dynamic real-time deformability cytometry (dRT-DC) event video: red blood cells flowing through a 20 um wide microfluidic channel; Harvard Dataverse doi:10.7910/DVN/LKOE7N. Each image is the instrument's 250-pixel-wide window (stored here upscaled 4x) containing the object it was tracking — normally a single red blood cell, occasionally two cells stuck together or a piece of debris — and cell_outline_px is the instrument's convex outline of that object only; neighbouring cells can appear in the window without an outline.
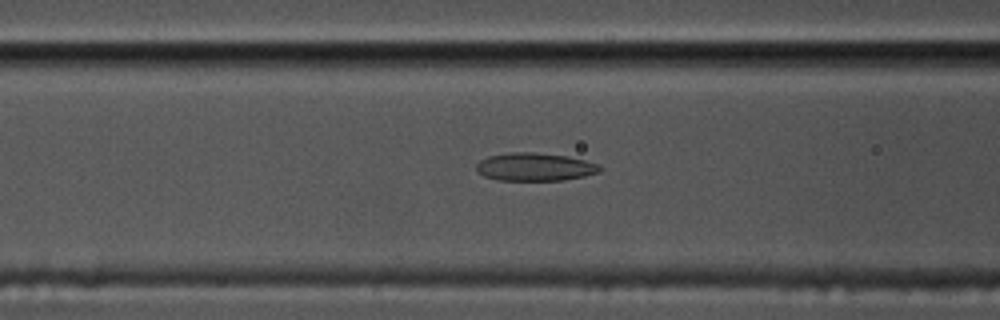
{"species": "common noctule bat (a hibernating species)", "species_latin": "Nyctalus noctula", "temperature_condition": "cold", "stored_images_in_passage": 56, "camera_frame_rate_fps": 3000, "um_per_image_px": 0.085, "animal": {"sex": "male", "body_mass_g": 17.5, "forearm_length_mm": 52.3}, "frame": {"image": 1, "passage_image": 21, "time_ms": 6.667, "image_size_px": [1000, 320], "cell_outline_px": [[600, 172], [584, 176], [564, 180], [500, 180], [484, 176], [476, 168], [476, 164], [480, 160], [488, 156], [508, 152], [536, 152], [568, 156], [600, 164]], "centroid_in_image_um": [45.47, 14.17], "position_along_channel_um": 121.1, "area_um2": 20.17}}
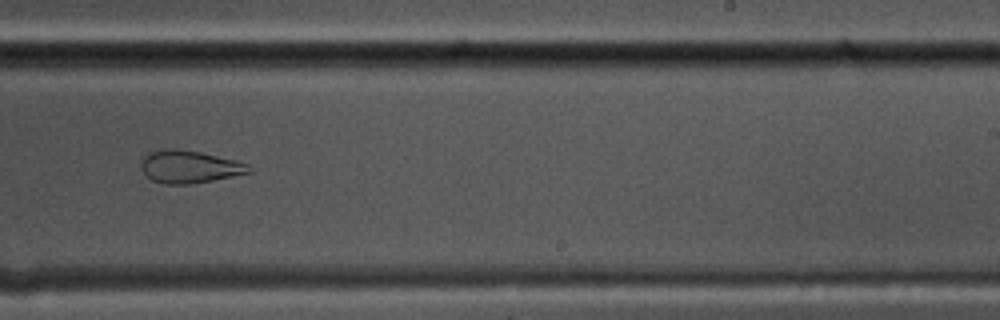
{"frame": {"image": 2, "passage_image": 34, "time_ms": 11.0, "image_size_px": [1000, 320], "cell_outline_px": [[252, 172], [192, 184], [164, 184], [152, 180], [140, 168], [140, 164], [144, 156], [148, 152], [156, 148], [176, 148], [200, 152], [236, 160], [248, 164]], "centroid_in_image_um": [16.05, 14.15], "position_along_channel_um": 272.9, "area_um2": 20.63}}
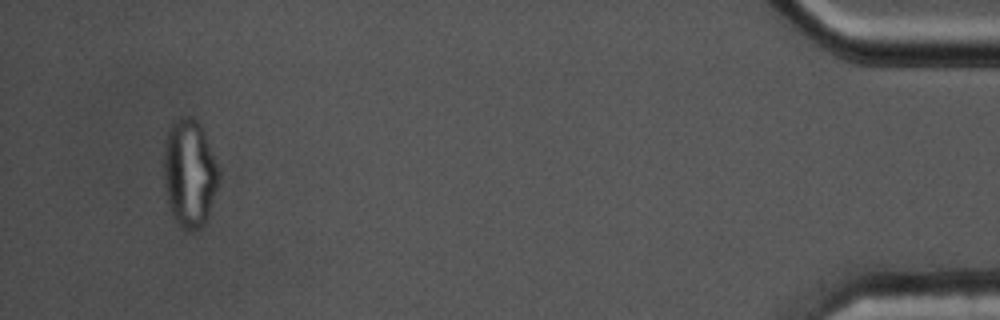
{"frame": {"image": 3, "passage_image": 53, "time_ms": 17.333, "image_size_px": [1000, 320], "cell_outline_px": [[220, 172], [216, 188], [208, 216], [204, 224], [200, 228], [192, 232], [188, 232], [180, 228], [172, 216], [168, 204], [164, 184], [164, 144], [168, 128], [180, 116], [192, 116], [200, 124], [204, 132]], "centroid_in_image_um": [16.08, 14.75], "position_along_channel_um": 419.1, "area_um2": 34.8}, "authors_computed_cell_mechanics": {"area_um2": 20.6057, "velocity_mm_per_s": 3.5137, "shape_relaxation_time_tau1_ms": null, "shape_relaxation_time_tau2_ms": 1.9492, "deformation_change_tau1": null, "deformation_change_tau2": 0.0942}}